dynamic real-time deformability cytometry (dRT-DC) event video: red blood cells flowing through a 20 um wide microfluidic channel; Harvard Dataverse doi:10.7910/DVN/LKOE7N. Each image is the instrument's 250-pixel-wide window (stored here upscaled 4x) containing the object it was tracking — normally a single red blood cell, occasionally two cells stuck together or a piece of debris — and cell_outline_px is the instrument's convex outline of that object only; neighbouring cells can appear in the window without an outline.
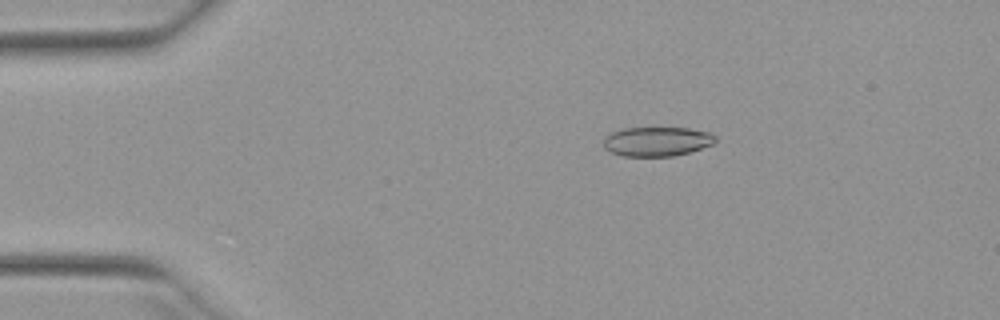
{"species": "Egyptian fruit bat (a non-hibernating species)", "species_latin": "Rousettus aegyptiacus", "temperature_condition": "warm", "stored_images_in_passage": 25, "camera_frame_rate_fps": 3000, "um_per_image_px": 0.085, "animal": {"sex": "female"}, "frame": {"image": 1, "passage_image": 7, "time_ms": 2.0, "image_size_px": [1000, 320], "cell_outline_px": [[716, 140], [712, 144], [688, 152], [672, 156], [624, 156], [612, 152], [604, 148], [604, 136], [612, 132], [624, 128], [688, 128], [712, 132], [716, 136]], "centroid_in_image_um": [55.84, 12.01], "position_along_channel_um": 29.2, "area_um2": 19.07}}
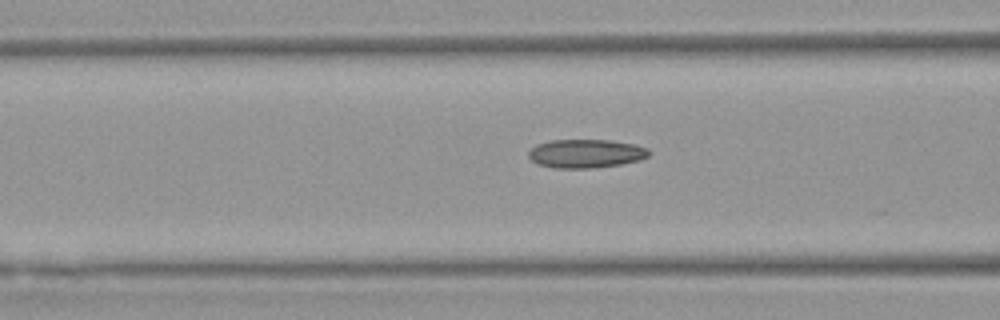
{"frame": {"image": 2, "passage_image": 18, "time_ms": 5.667, "image_size_px": [1000, 320], "cell_outline_px": [[652, 152], [648, 156], [640, 160], [620, 164], [592, 168], [556, 168], [540, 164], [532, 160], [528, 156], [528, 152], [536, 144], [552, 140], [608, 140], [636, 144], [648, 148]], "centroid_in_image_um": [49.83, 13.04], "position_along_channel_um": 116.8, "area_um2": 20.06}}
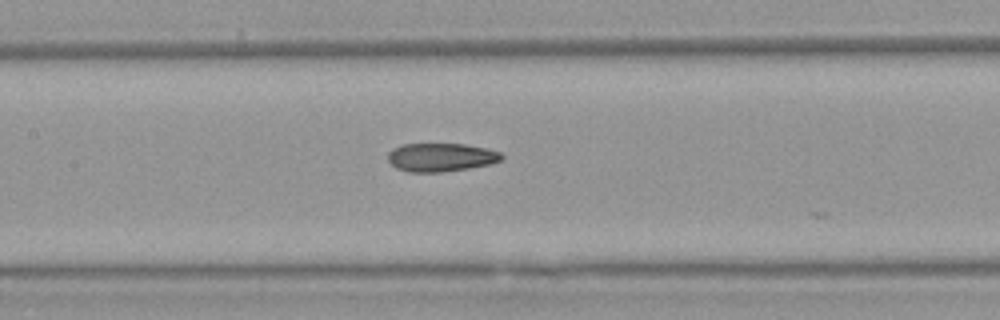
{"frame": {"image": 3, "passage_image": 22, "time_ms": 7.0, "image_size_px": [1000, 320], "cell_outline_px": [[504, 156], [500, 160], [492, 164], [468, 168], [440, 172], [408, 172], [396, 168], [388, 160], [388, 152], [392, 148], [404, 144], [464, 144], [488, 148], [500, 152]], "centroid_in_image_um": [37.48, 13.37], "position_along_channel_um": 169.9, "area_um2": 18.9}}